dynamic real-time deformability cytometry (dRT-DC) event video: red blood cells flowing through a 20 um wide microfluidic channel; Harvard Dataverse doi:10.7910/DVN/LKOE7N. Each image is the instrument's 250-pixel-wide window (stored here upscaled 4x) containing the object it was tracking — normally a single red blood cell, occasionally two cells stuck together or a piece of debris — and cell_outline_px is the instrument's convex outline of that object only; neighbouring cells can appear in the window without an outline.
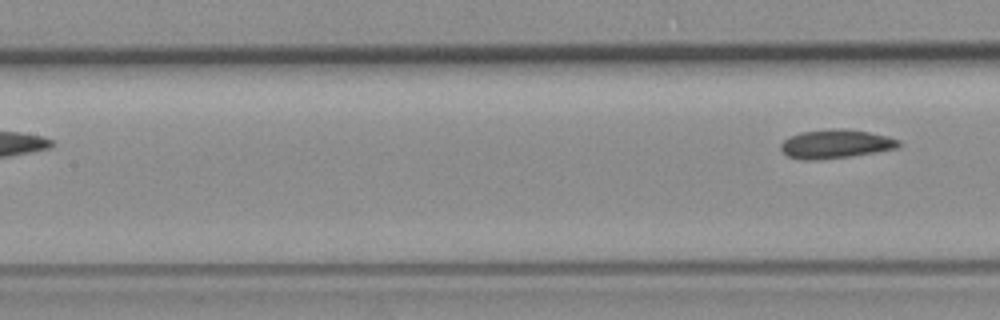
{"species": "common noctule bat (a hibernating species)", "species_latin": "Nyctalus noctula", "temperature_condition": "room temperature", "stored_images_in_passage": 7, "segment_of_instrument_passage": [2, 2], "camera_frame_rate_fps": 3000, "um_per_image_px": 0.085, "animal": {"sex": "female", "body_mass_g": 19.3, "forearm_length_mm": 54.1}, "frame": {"image": 1, "passage_image": 7, "time_ms": 8.0, "image_size_px": [1000, 320], "cell_outline_px": [[904, 144], [900, 148], [848, 156], [816, 160], [804, 160], [788, 156], [780, 148], [780, 144], [788, 136], [800, 132], [832, 128], [844, 128], [868, 132], [900, 140]], "centroid_in_image_um": [71.03, 12.22], "position_along_channel_um": 136.4, "area_um2": 19.83}}